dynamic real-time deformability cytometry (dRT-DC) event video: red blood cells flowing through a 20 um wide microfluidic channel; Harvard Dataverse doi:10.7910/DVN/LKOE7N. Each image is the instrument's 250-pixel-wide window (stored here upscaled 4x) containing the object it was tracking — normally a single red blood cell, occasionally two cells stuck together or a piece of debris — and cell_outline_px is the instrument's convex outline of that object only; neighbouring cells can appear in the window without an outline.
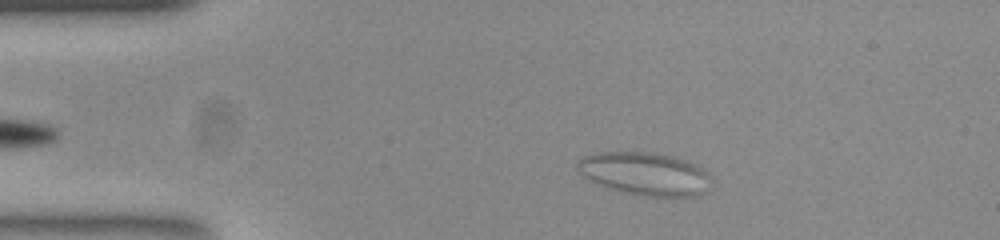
{"species": "common noctule bat (a hibernating species)", "species_latin": "Nyctalus noctula", "temperature_condition": "room temperature", "stored_images_in_passage": 44, "camera_frame_rate_fps": 3000, "um_per_image_px": 0.085, "animal": {"sex": "female", "body_mass_g": 23.0, "forearm_length_mm": 53.4}, "frame": {"image": 1, "passage_image": 6, "time_ms": 1.667, "image_size_px": [1000, 240], "cell_outline_px": [[712, 180], [704, 192], [696, 196], [644, 196], [608, 188], [596, 184], [584, 176], [576, 168], [576, 164], [584, 156], [596, 152], [652, 152], [676, 156], [696, 164], [704, 168], [708, 172]], "centroid_in_image_um": [54.84, 14.75], "position_along_channel_um": 30.2, "area_um2": 33.7}}
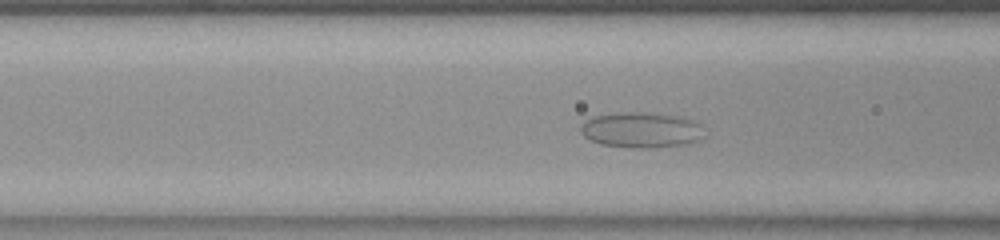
{"frame": {"image": 2, "passage_image": 17, "time_ms": 5.333, "image_size_px": [1000, 240], "cell_outline_px": [[704, 136], [688, 144], [656, 148], [632, 148], [600, 144], [584, 136], [580, 132], [580, 128], [588, 120], [596, 116], [620, 112], [644, 112], [676, 116], [692, 120], [700, 124]], "centroid_in_image_um": [54.53, 11.06], "position_along_channel_um": 112.1, "area_um2": 25.43}}
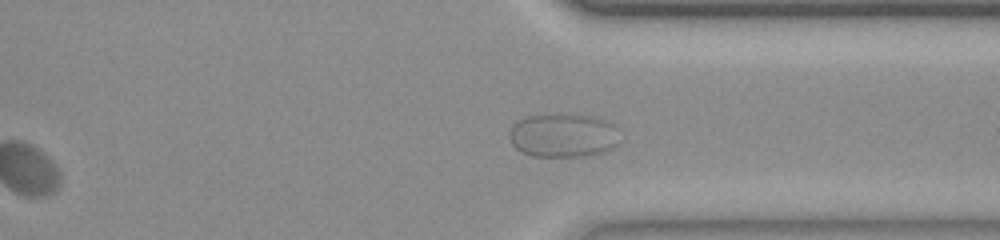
{"frame": {"image": 3, "passage_image": 38, "time_ms": 12.333, "image_size_px": [1000, 240], "cell_outline_px": [[616, 144], [612, 148], [604, 152], [576, 156], [532, 156], [520, 152], [512, 144], [508, 136], [508, 132], [512, 124], [516, 120], [528, 116], [548, 112], [568, 112], [592, 116], [608, 120], [616, 124]], "centroid_in_image_um": [47.8, 11.45], "position_along_channel_um": 363.6, "area_um2": 29.02}}